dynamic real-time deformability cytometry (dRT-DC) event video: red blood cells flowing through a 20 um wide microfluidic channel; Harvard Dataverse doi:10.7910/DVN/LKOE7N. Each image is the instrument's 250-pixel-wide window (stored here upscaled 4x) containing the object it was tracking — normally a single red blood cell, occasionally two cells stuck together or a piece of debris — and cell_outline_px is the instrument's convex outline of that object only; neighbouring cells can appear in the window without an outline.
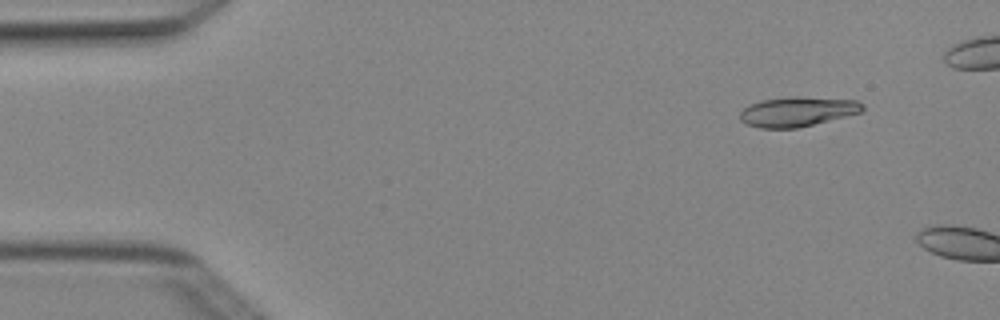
{"species": "Egyptian fruit bat (a non-hibernating species)", "species_latin": "Rousettus aegyptiacus", "temperature_condition": "cold", "stored_images_in_passage": 2, "camera_frame_rate_fps": 3000, "um_per_image_px": 0.085, "animal": {"sex": "female"}, "frame": {"image": 1, "passage_image": 1, "time_ms": 0.0, "image_size_px": [1000, 320], "cell_outline_px": [[864, 112], [796, 128], [760, 128], [748, 124], [740, 120], [740, 112], [748, 104], [760, 100], [792, 96], [796, 96], [856, 100], [864, 104]], "centroid_in_image_um": [67.79, 9.47], "position_along_channel_um": 17.2, "area_um2": 21.33}}